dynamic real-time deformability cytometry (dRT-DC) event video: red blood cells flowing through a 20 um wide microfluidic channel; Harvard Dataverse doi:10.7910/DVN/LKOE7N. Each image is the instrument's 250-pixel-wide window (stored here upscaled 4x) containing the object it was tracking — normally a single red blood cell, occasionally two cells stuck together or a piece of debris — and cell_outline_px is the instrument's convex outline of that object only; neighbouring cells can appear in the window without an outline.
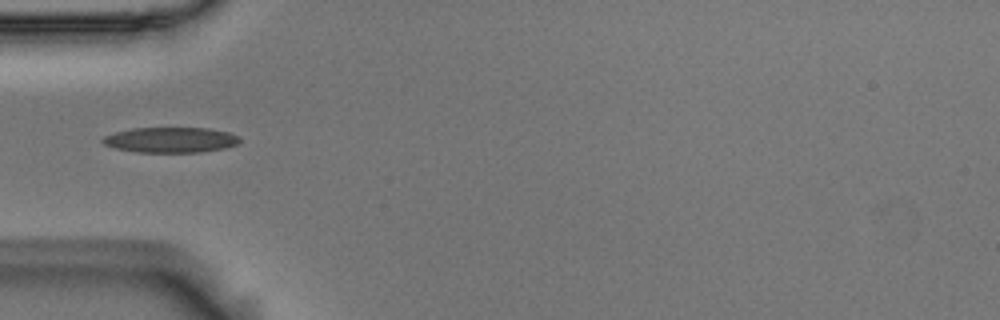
{"species": "Egyptian fruit bat (a non-hibernating species)", "species_latin": "Rousettus aegyptiacus", "temperature_condition": "room temperature", "stored_images_in_passage": 38, "camera_frame_rate_fps": 3000, "um_per_image_px": 0.085, "animal": {"sex": "male"}, "frame": {"image": 1, "passage_image": 1, "time_ms": 0.0, "image_size_px": [1000, 320], "cell_outline_px": [[240, 140], [236, 144], [224, 148], [200, 152], [136, 152], [116, 148], [104, 144], [100, 140], [104, 136], [116, 132], [132, 128], [208, 128], [228, 132], [240, 136]], "centroid_in_image_um": [14.5, 11.89], "position_along_channel_um": 70.5, "area_um2": 20.17}}
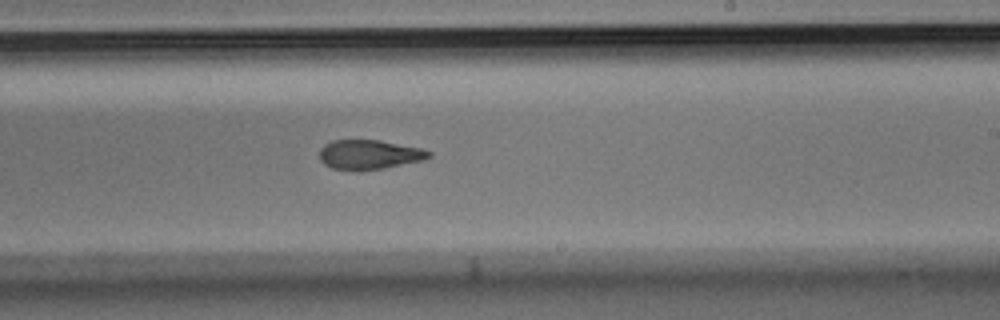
{"frame": {"image": 2, "passage_image": 16, "time_ms": 5.0, "image_size_px": [1000, 320], "cell_outline_px": [[432, 156], [424, 160], [384, 168], [360, 172], [332, 168], [324, 164], [320, 160], [320, 148], [324, 144], [332, 140], [380, 140], [420, 148], [432, 152]], "centroid_in_image_um": [31.37, 13.15], "position_along_channel_um": 257.6, "area_um2": 19.07}}
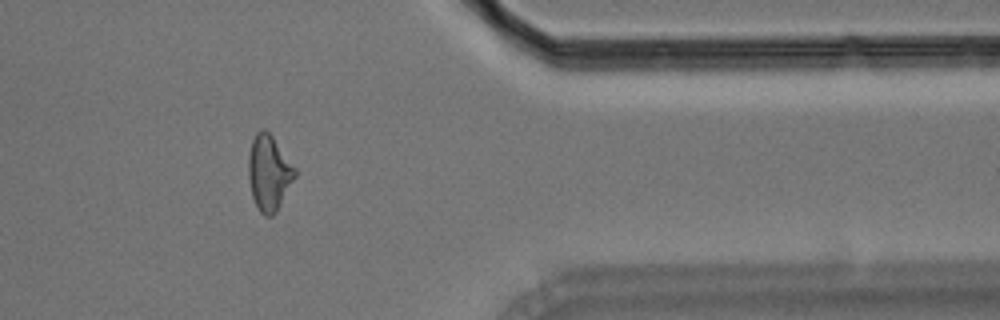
{"frame": {"image": 3, "passage_image": 28, "time_ms": 9.0, "image_size_px": [1000, 320], "cell_outline_px": [[296, 176], [276, 212], [272, 216], [264, 216], [260, 212], [252, 196], [248, 176], [248, 156], [252, 140], [256, 132], [260, 128], [264, 128], [272, 136], [296, 168]], "centroid_in_image_um": [22.85, 14.68], "position_along_channel_um": 388.5, "area_um2": 20.4}, "authors_computed_cell_mechanics": {"area_um2": 19.8832, "velocity_mm_per_s": 3.7217, "shape_relaxation_time_tau1_ms": 5.0865, "shape_relaxation_time_tau2_ms": 2.5887, "deformation_change_tau1": 0.1748, "deformation_change_tau2": 0.1115}}